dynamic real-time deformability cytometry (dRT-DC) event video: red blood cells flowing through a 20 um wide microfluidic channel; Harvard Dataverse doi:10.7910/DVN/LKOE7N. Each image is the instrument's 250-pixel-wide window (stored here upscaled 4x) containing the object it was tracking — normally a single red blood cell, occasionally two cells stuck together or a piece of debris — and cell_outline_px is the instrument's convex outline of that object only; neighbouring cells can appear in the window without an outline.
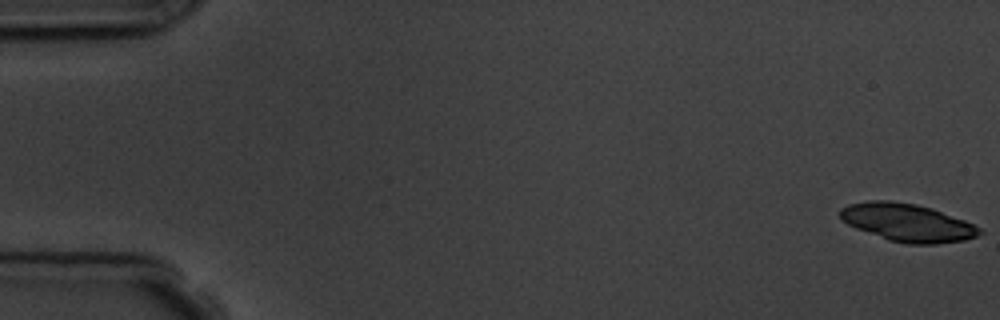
{"species": "common noctule bat (a hibernating species)", "species_latin": "Nyctalus noctula", "temperature_condition": "room temperature", "stored_images_in_passage": 6, "camera_frame_rate_fps": 3000, "um_per_image_px": 0.085, "animal": {"sex": "male", "body_mass_g": 19.5, "forearm_length_mm": 54.6}, "frame": {"image": 1, "passage_image": 1, "time_ms": 0.0, "image_size_px": [1000, 320], "cell_outline_px": [[984, 232], [976, 236], [964, 240], [936, 244], [908, 244], [888, 240], [856, 228], [848, 224], [840, 216], [840, 208], [848, 204], [868, 200], [888, 200], [916, 204], [932, 208], [964, 220], [980, 228]], "centroid_in_image_um": [77.12, 18.91], "position_along_channel_um": 7.9, "area_um2": 30.63}}